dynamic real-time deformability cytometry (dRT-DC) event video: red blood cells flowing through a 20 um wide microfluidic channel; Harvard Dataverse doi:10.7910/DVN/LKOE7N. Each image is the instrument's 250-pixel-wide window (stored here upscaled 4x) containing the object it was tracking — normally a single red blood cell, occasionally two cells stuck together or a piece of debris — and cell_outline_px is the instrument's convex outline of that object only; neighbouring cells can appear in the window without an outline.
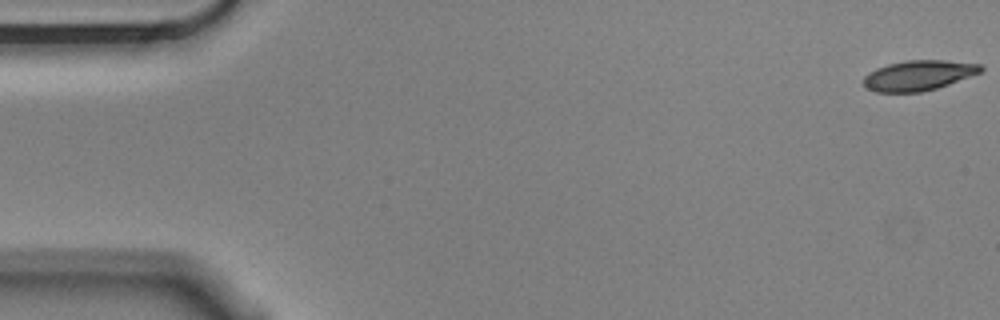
{"species": "Egyptian fruit bat (a non-hibernating species)", "species_latin": "Rousettus aegyptiacus", "temperature_condition": "cold", "stored_images_in_passage": 4, "camera_frame_rate_fps": 3000, "um_per_image_px": 0.085, "animal": {"sex": "male"}, "frame": {"image": 1, "passage_image": 1, "time_ms": 0.0, "image_size_px": [1000, 320], "cell_outline_px": [[984, 68], [980, 72], [948, 84], [936, 88], [920, 92], [876, 92], [868, 88], [864, 84], [864, 76], [868, 72], [876, 68], [888, 64], [908, 60], [944, 60], [980, 64]], "centroid_in_image_um": [78.05, 6.4], "position_along_channel_um": 7.0, "area_um2": 20.35}}
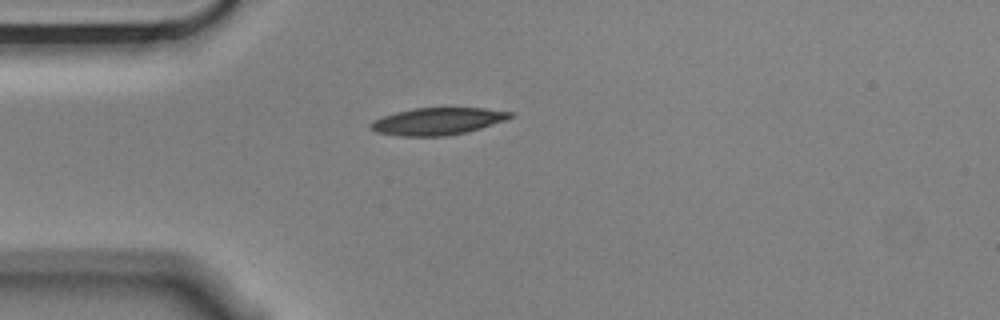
{"frame": {"image": 2, "passage_image": 4, "time_ms": 1.0, "image_size_px": [1000, 320], "cell_outline_px": [[512, 116], [504, 120], [468, 132], [444, 136], [400, 136], [376, 132], [368, 124], [384, 116], [396, 112], [412, 108], [484, 108], [512, 112]], "centroid_in_image_um": [37.18, 10.31], "position_along_channel_um": 47.8, "area_um2": 21.79}}